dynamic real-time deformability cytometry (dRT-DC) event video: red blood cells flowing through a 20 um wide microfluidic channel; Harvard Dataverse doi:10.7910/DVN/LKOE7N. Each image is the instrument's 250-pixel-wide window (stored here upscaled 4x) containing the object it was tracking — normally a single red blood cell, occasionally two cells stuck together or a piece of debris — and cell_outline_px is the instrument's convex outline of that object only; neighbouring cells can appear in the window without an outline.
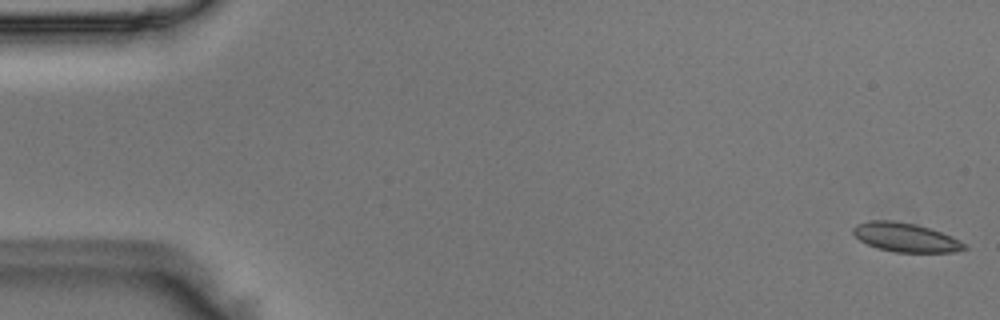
{"species": "Egyptian fruit bat (a non-hibernating species)", "species_latin": "Rousettus aegyptiacus", "temperature_condition": "room temperature", "stored_images_in_passage": 51, "camera_frame_rate_fps": 3000, "um_per_image_px": 0.085, "animal": {"sex": "male"}, "frame": {"image": 1, "passage_image": 1, "time_ms": 0.0, "image_size_px": [1000, 320], "cell_outline_px": [[968, 248], [952, 252], [896, 252], [876, 248], [860, 240], [852, 232], [852, 228], [856, 224], [868, 220], [896, 220], [916, 224], [952, 236], [960, 240]], "centroid_in_image_um": [76.94, 20.16], "position_along_channel_um": 8.1, "area_um2": 18.79}}
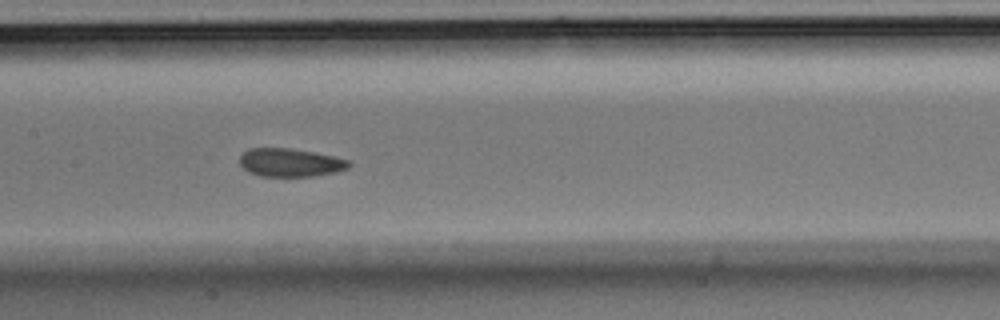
{"frame": {"image": 2, "passage_image": 25, "time_ms": 8.0, "image_size_px": [1000, 320], "cell_outline_px": [[352, 164], [348, 168], [336, 172], [312, 176], [260, 176], [248, 172], [240, 164], [240, 156], [248, 148], [288, 148], [312, 152], [352, 160]], "centroid_in_image_um": [24.69, 13.82], "position_along_channel_um": 182.7, "area_um2": 17.98}}
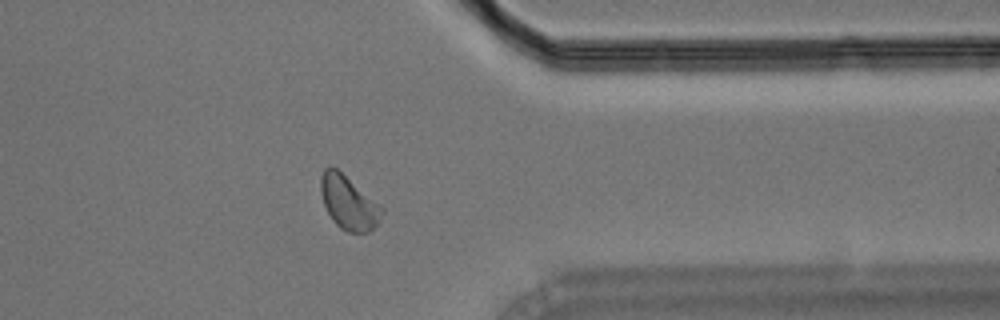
{"frame": {"image": 3, "passage_image": 41, "time_ms": 13.333, "image_size_px": [1000, 320], "cell_outline_px": [[384, 212], [380, 220], [368, 232], [348, 232], [340, 228], [332, 220], [324, 204], [320, 192], [320, 176], [324, 168], [328, 164], [336, 168], [380, 204], [384, 208]], "centroid_in_image_um": [29.61, 17.2], "position_along_channel_um": 381.8, "area_um2": 19.13}}